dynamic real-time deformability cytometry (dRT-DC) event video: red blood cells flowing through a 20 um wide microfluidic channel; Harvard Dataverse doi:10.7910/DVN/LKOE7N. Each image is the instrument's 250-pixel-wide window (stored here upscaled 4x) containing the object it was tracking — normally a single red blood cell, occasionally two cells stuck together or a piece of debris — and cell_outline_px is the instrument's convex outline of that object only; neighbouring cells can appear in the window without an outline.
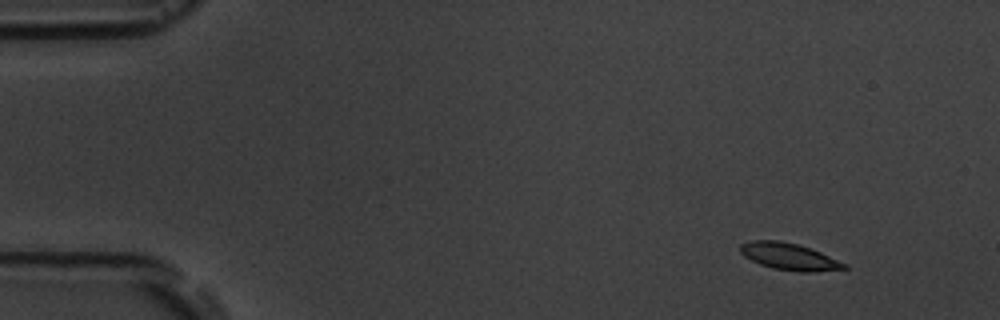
{"species": "common noctule bat (a hibernating species)", "species_latin": "Nyctalus noctula", "temperature_condition": "room temperature", "stored_images_in_passage": 5, "segment_of_instrument_passage": [1, 2], "camera_frame_rate_fps": 3000, "um_per_image_px": 0.085, "animal": {"sex": "male", "body_mass_g": 19.5, "forearm_length_mm": 54.6}, "frame": {"image": 1, "passage_image": 1, "time_ms": 0.0, "image_size_px": [1000, 320], "cell_outline_px": [[848, 268], [812, 272], [800, 272], [772, 268], [760, 264], [744, 256], [740, 252], [740, 244], [752, 240], [780, 240], [796, 244], [820, 252], [848, 264]], "centroid_in_image_um": [67.07, 21.81], "position_along_channel_um": 17.9, "area_um2": 16.18}}